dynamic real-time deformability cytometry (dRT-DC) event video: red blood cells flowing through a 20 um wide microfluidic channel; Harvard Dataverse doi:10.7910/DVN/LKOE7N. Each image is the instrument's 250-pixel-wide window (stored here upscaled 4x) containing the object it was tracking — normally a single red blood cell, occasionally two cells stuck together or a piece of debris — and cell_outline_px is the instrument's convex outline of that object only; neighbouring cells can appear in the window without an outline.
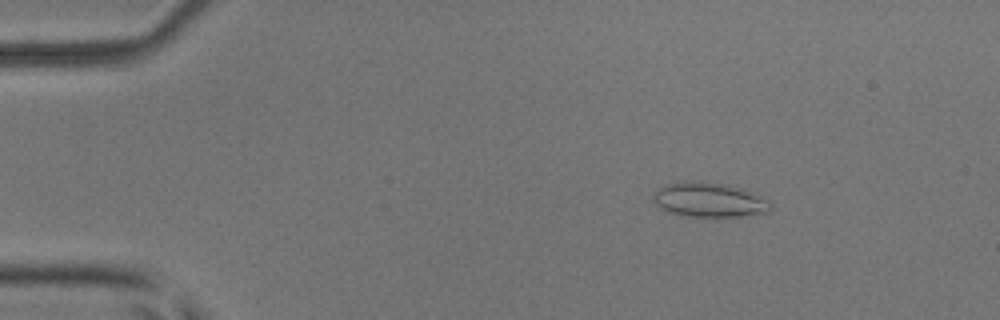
{"species": "common noctule bat (a hibernating species)", "species_latin": "Nyctalus noctula", "temperature_condition": "room temperature", "stored_images_in_passage": 51, "camera_frame_rate_fps": 3000, "um_per_image_px": 0.085, "animal": {"sex": "male", "body_mass_g": 17.9, "forearm_length_mm": 54.2}, "frame": {"image": 1, "passage_image": 8, "time_ms": 2.333, "image_size_px": [1000, 320], "cell_outline_px": [[772, 208], [768, 212], [736, 216], [688, 216], [668, 212], [660, 208], [652, 200], [652, 196], [664, 184], [684, 180], [692, 180], [724, 184], [744, 188], [768, 200], [772, 204]], "centroid_in_image_um": [60.26, 16.97], "position_along_channel_um": 24.7, "area_um2": 23.7}}
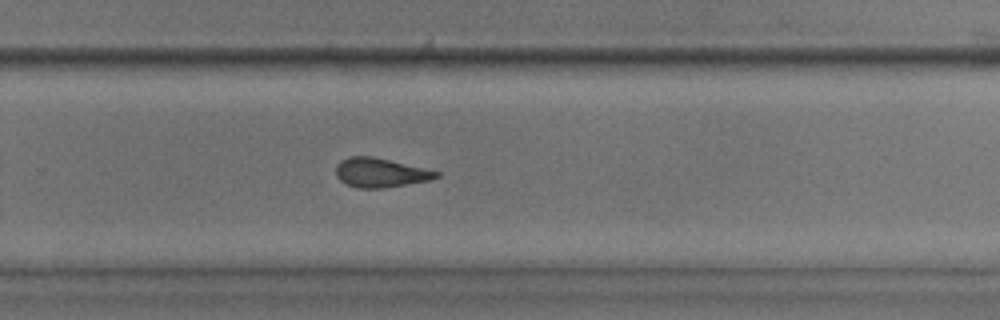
{"frame": {"image": 2, "passage_image": 34, "time_ms": 11.0, "image_size_px": [1000, 320], "cell_outline_px": [[440, 176], [432, 180], [384, 188], [356, 188], [340, 180], [336, 176], [336, 164], [340, 160], [348, 156], [372, 156], [440, 172]], "centroid_in_image_um": [32.31, 14.68], "position_along_channel_um": 297.5, "area_um2": 17.11}}
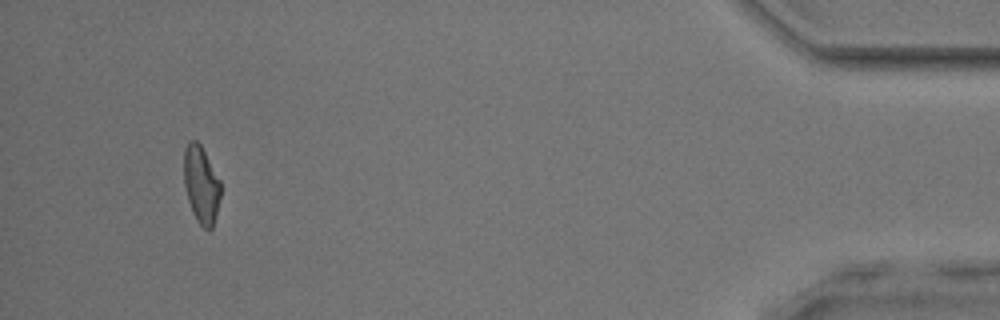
{"frame": {"image": 3, "passage_image": 48, "time_ms": 15.667, "image_size_px": [1000, 320], "cell_outline_px": [[220, 196], [212, 228], [204, 228], [196, 220], [192, 212], [188, 200], [184, 184], [184, 148], [192, 140], [196, 140], [200, 144], [220, 180]], "centroid_in_image_um": [17.08, 15.68], "position_along_channel_um": 418.1, "area_um2": 16.24}, "authors_computed_cell_mechanics": {"area_um2": 17.5134, "velocity_mm_per_s": 4.0771, "shape_relaxation_time_tau1_ms": 6.1015, "shape_relaxation_time_tau2_ms": 4.78, "deformation_change_tau1": 0.1699, "deformation_change_tau2": 0.142}}